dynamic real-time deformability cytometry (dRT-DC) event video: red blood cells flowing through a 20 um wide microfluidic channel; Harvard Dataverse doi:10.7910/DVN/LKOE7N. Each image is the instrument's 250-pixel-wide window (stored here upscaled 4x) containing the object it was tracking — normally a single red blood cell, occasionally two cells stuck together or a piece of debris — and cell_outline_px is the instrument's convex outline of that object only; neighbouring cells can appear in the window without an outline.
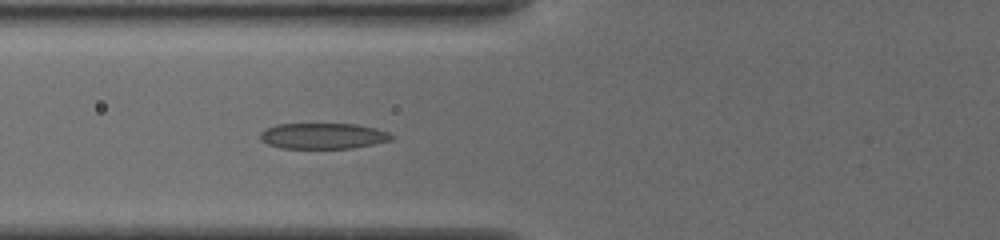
{"species": "common noctule bat (a hibernating species)", "species_latin": "Nyctalus noctula", "temperature_condition": "cold", "stored_images_in_passage": 35, "camera_frame_rate_fps": 3000, "um_per_image_px": 0.085, "animal": {"sex": "female", "body_mass_g": 19.5, "forearm_length_mm": 54.1}, "frame": {"image": 1, "passage_image": 3, "time_ms": 0.667, "image_size_px": [1000, 240], "cell_outline_px": [[396, 136], [392, 140], [352, 148], [280, 148], [268, 144], [260, 140], [260, 132], [264, 128], [276, 124], [356, 124], [376, 128], [388, 132]], "centroid_in_image_um": [27.45, 11.55], "position_along_channel_um": 98.4, "area_um2": 19.88}}
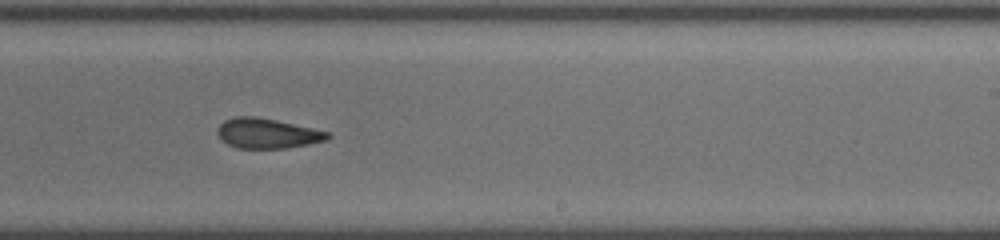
{"frame": {"image": 2, "passage_image": 16, "time_ms": 5.0, "image_size_px": [1000, 240], "cell_outline_px": [[332, 136], [328, 140], [288, 148], [236, 148], [220, 140], [216, 132], [220, 124], [224, 120], [236, 116], [256, 116], [276, 120], [332, 132]], "centroid_in_image_um": [22.74, 11.33], "position_along_channel_um": 266.3, "area_um2": 19.54}}
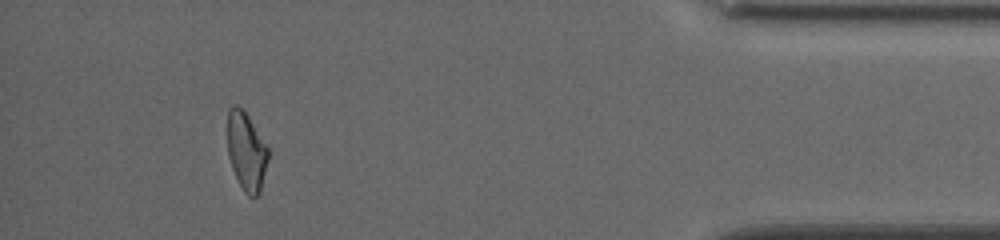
{"frame": {"image": 3, "passage_image": 31, "time_ms": 10.0, "image_size_px": [1000, 240], "cell_outline_px": [[268, 160], [260, 192], [256, 196], [248, 196], [244, 192], [232, 168], [228, 156], [228, 108], [232, 104], [236, 104], [248, 116], [268, 148]], "centroid_in_image_um": [20.93, 12.86], "position_along_channel_um": 414.3, "area_um2": 18.32}, "authors_computed_cell_mechanics": {"area_um2": 19.3052, "velocity_mm_per_s": 3.8737, "shape_relaxation_time_tau1_ms": 5.7702, "shape_relaxation_time_tau2_ms": 2.9275, "deformation_change_tau1": 0.1657, "deformation_change_tau2": 0.1144}}